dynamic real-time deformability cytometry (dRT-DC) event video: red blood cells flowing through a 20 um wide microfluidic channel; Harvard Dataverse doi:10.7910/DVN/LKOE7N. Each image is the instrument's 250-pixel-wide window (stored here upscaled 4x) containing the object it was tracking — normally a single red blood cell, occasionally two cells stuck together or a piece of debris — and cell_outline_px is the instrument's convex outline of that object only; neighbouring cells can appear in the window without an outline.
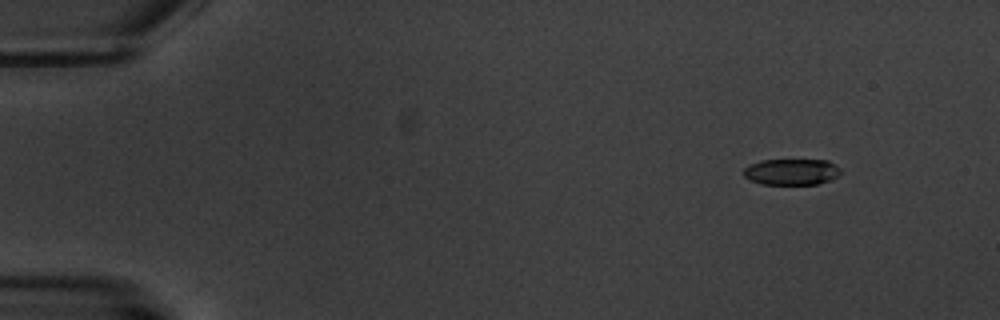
{"species": "common noctule bat (a hibernating species)", "species_latin": "Nyctalus noctula", "temperature_condition": "warm", "stored_images_in_passage": 4, "camera_frame_rate_fps": 3000, "um_per_image_px": 0.085, "animal": {"sex": "male", "body_mass_g": 20.1, "forearm_length_mm": 53.5}, "frame": {"image": 1, "passage_image": 1, "time_ms": 0.0, "image_size_px": [1000, 320], "cell_outline_px": [[840, 172], [836, 176], [828, 180], [816, 184], [760, 184], [744, 176], [744, 168], [748, 164], [760, 160], [828, 160], [836, 164], [840, 168]], "centroid_in_image_um": [67.26, 14.59], "position_along_channel_um": 17.7, "area_um2": 14.74}}
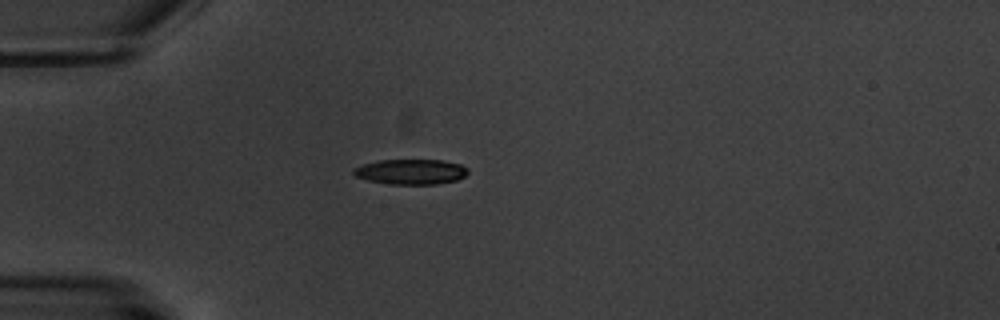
{"frame": {"image": 2, "passage_image": 4, "time_ms": 3.667, "image_size_px": [1000, 320], "cell_outline_px": [[468, 172], [464, 176], [456, 180], [436, 184], [388, 184], [368, 180], [356, 176], [352, 172], [352, 168], [364, 164], [380, 160], [444, 160], [460, 164], [468, 168]], "centroid_in_image_um": [34.92, 14.59], "position_along_channel_um": 50.1, "area_um2": 16.76}}